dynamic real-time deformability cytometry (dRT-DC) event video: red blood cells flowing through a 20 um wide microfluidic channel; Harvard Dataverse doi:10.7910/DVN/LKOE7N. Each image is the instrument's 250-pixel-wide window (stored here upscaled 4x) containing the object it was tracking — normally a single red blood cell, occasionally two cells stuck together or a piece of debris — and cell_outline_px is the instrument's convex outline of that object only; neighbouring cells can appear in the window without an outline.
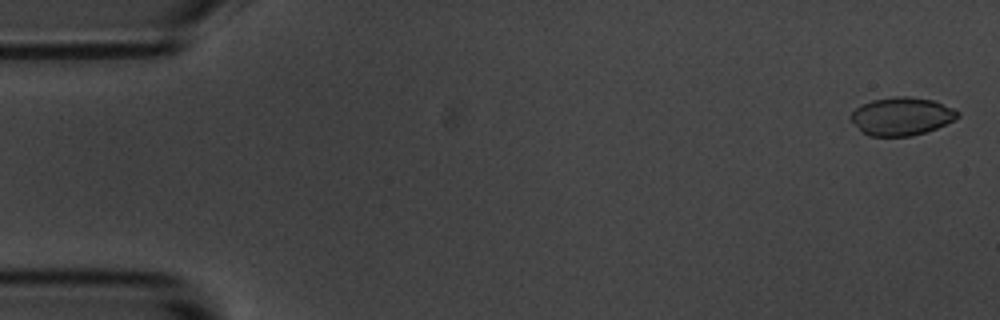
{"species": "common noctule bat (a hibernating species)", "species_latin": "Nyctalus noctula", "temperature_condition": "room temperature", "stored_images_in_passage": 15, "camera_frame_rate_fps": 3000, "um_per_image_px": 0.085, "animal": {"sex": "male", "body_mass_g": 20.1, "forearm_length_mm": 53.5}, "frame": {"image": 1, "passage_image": 1, "time_ms": 0.0, "image_size_px": [1000, 320], "cell_outline_px": [[960, 116], [956, 120], [936, 128], [912, 136], [868, 136], [860, 132], [848, 116], [860, 104], [872, 100], [896, 96], [908, 96], [932, 100], [952, 108], [960, 112]], "centroid_in_image_um": [76.6, 9.89], "position_along_channel_um": 8.4, "area_um2": 23.87}}
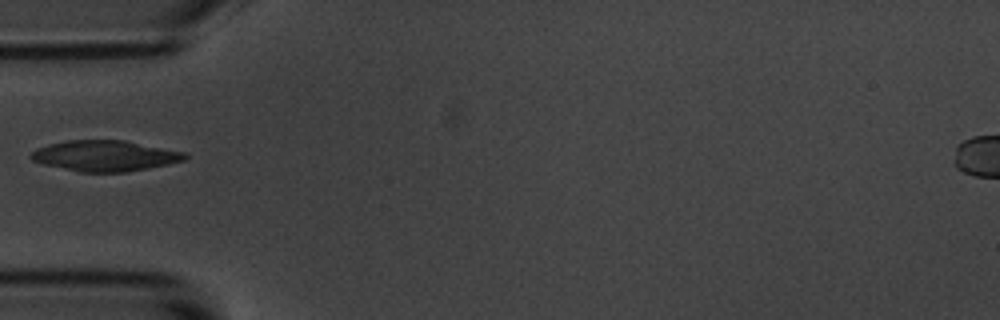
{"frame": {"image": 2, "passage_image": 5, "time_ms": 5.667, "image_size_px": [1000, 320], "cell_outline_px": [[188, 156], [184, 160], [168, 164], [148, 168], [124, 172], [80, 172], [44, 164], [32, 160], [28, 156], [36, 148], [48, 144], [68, 140], [124, 140], [188, 152]], "centroid_in_image_um": [8.94, 13.23], "position_along_channel_um": 76.1, "area_um2": 27.63}}
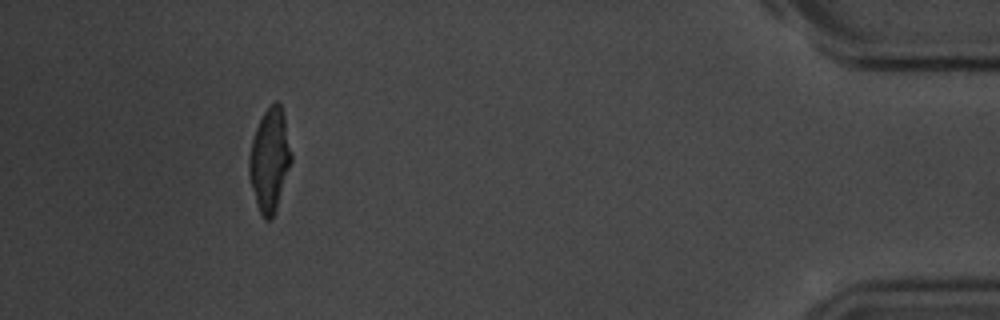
{"frame": {"image": 3, "passage_image": 14, "time_ms": 17.0, "image_size_px": [1000, 320], "cell_outline_px": [[292, 160], [276, 212], [268, 220], [264, 220], [260, 212], [252, 188], [248, 172], [248, 160], [252, 140], [256, 128], [264, 112], [276, 100], [280, 104], [284, 116], [292, 152]], "centroid_in_image_um": [22.93, 13.6], "position_along_channel_um": 412.3, "area_um2": 25.14}, "authors_computed_cell_mechanics": {"area_um2": 26.01, "velocity_mm_per_s": 3.5168, "shape_relaxation_time_tau1_ms": 6.8187, "shape_relaxation_time_tau2_ms": 1.5323, "deformation_change_tau1": 0.2135, "deformation_change_tau2": 0.0396}}